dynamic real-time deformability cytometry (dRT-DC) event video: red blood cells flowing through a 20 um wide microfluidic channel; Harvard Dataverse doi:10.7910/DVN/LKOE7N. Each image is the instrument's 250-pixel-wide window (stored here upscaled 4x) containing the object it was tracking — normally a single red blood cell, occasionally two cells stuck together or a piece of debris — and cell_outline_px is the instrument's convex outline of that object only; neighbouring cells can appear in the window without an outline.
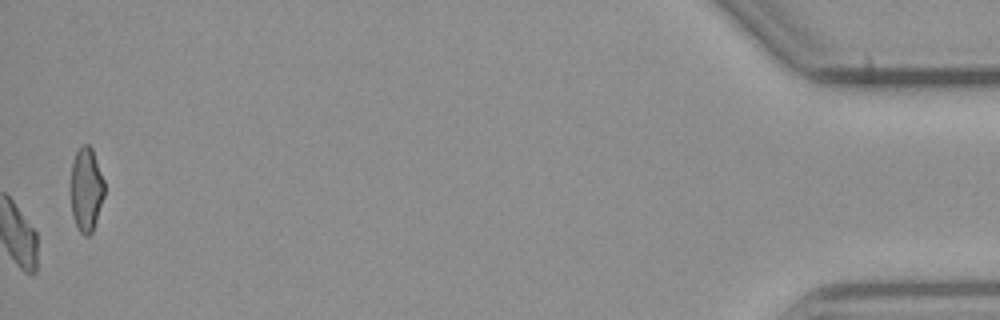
{"species": "common noctule bat (a hibernating species)", "species_latin": "Nyctalus noctula", "temperature_condition": "cold", "stored_images_in_passage": 55, "camera_frame_rate_fps": 3000, "um_per_image_px": 0.085, "animal": {"sex": "male", "body_mass_g": 23.1, "forearm_length_mm": 52.7}, "frame": {"image": 1, "passage_image": 55, "time_ms": 18.0, "image_size_px": [1000, 320], "cell_outline_px": [[104, 196], [92, 232], [88, 236], [84, 236], [80, 232], [72, 216], [72, 164], [76, 152], [84, 144], [88, 144], [92, 148], [104, 180]], "centroid_in_image_um": [7.35, 16.11], "position_along_channel_um": 427.9, "area_um2": 16.13}}